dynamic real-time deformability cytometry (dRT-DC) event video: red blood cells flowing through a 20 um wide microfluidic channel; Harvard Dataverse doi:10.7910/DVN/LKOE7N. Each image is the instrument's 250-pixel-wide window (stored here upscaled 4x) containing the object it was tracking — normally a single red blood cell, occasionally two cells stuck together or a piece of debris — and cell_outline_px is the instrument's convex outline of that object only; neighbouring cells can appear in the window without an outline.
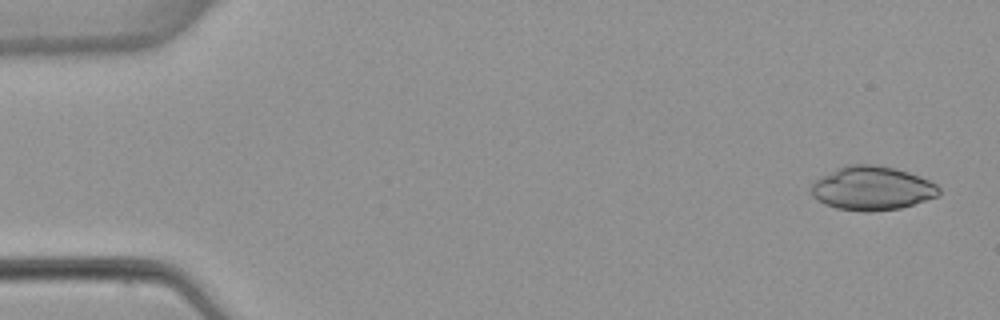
{"species": "common noctule bat (a hibernating species)", "species_latin": "Nyctalus noctula", "temperature_condition": "warm", "stored_images_in_passage": 6, "camera_frame_rate_fps": 3000, "um_per_image_px": 0.085, "animal": {"sex": "female", "body_mass_g": 22.7, "forearm_length_mm": 54.2}, "frame": {"image": 1, "passage_image": 1, "time_ms": 0.0, "image_size_px": [1000, 320], "cell_outline_px": [[940, 192], [936, 196], [900, 208], [872, 212], [864, 212], [836, 208], [824, 204], [812, 196], [812, 180], [836, 168], [848, 164], [876, 164], [896, 168], [920, 176], [936, 184], [940, 188]], "centroid_in_image_um": [74.08, 15.99], "position_along_channel_um": 10.9, "area_um2": 32.83}}